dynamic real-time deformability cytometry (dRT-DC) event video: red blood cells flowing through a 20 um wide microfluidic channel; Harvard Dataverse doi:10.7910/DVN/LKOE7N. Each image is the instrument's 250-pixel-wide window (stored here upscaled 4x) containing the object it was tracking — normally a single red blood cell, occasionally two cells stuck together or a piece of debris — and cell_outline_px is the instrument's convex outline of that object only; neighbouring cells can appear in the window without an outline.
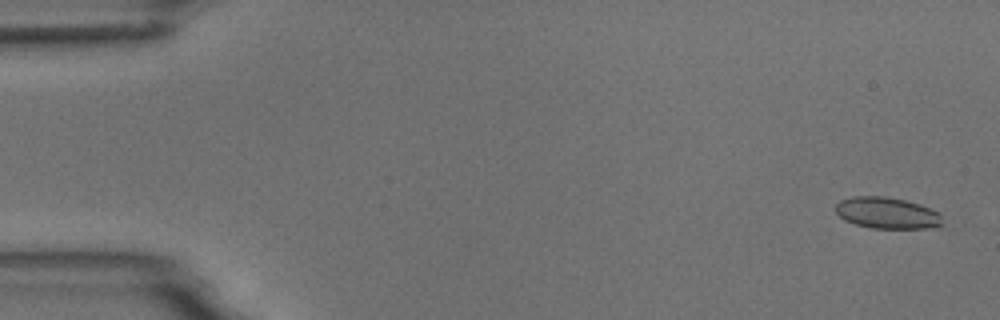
{"species": "common noctule bat (a hibernating species)", "species_latin": "Nyctalus noctula", "temperature_condition": "room temperature", "stored_images_in_passage": 14, "camera_frame_rate_fps": 3000, "um_per_image_px": 0.085, "animal": {"sex": "male", "body_mass_g": 18.8}, "frame": {"image": 1, "passage_image": 3, "time_ms": 0.667, "image_size_px": [1000, 320], "cell_outline_px": [[940, 224], [936, 228], [872, 228], [856, 224], [844, 220], [836, 212], [836, 204], [840, 200], [852, 196], [884, 196], [904, 200], [920, 204], [936, 212], [940, 216]], "centroid_in_image_um": [75.35, 18.1], "position_along_channel_um": 9.6, "area_um2": 19.31}}